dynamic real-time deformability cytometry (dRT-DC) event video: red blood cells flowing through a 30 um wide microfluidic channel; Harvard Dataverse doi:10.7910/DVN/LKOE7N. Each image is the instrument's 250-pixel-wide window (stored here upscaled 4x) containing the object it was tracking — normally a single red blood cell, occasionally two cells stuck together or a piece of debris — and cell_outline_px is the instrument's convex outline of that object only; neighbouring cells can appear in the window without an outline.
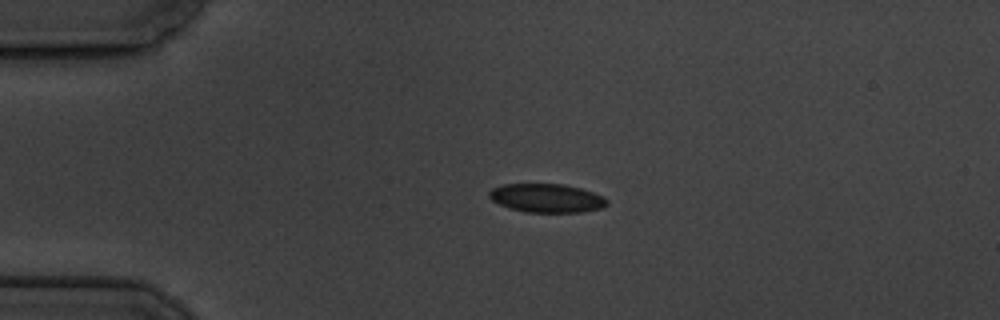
{"species": "common noctule bat (a hibernating species)", "species_latin": "Nyctalus noctula", "temperature_condition": "cold", "stored_images_in_passage": 4, "camera_frame_rate_fps": 3000, "um_per_image_px": 0.085, "animal": {"sex": "male", "body_mass_g": 19.5, "forearm_length_mm": 54.6}, "frame": {"image": 1, "passage_image": 3, "time_ms": 2.333, "image_size_px": [1000, 320], "cell_outline_px": [[608, 204], [604, 208], [584, 212], [528, 212], [508, 208], [492, 200], [488, 196], [488, 192], [492, 188], [504, 184], [564, 184], [580, 188], [604, 196], [608, 200]], "centroid_in_image_um": [46.49, 16.84], "position_along_channel_um": 38.5, "area_um2": 19.83}}